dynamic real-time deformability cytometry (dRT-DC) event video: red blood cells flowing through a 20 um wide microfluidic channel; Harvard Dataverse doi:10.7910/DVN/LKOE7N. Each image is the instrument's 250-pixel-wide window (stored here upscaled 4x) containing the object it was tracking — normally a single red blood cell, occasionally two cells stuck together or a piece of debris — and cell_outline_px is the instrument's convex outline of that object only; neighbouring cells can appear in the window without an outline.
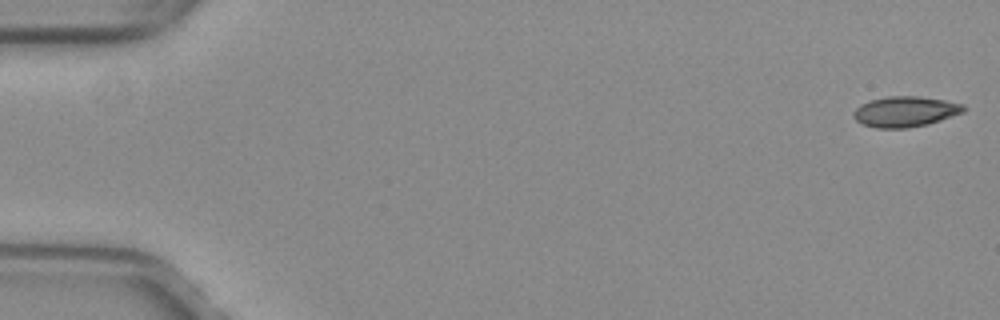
{"species": "common noctule bat (a hibernating species)", "species_latin": "Nyctalus noctula", "temperature_condition": "warm", "stored_images_in_passage": 52, "camera_frame_rate_fps": 3000, "um_per_image_px": 0.085, "animal": {"sex": "female", "body_mass_g": 29.2, "forearm_length_mm": 56.3}, "frame": {"image": 1, "passage_image": 1, "time_ms": 0.0, "image_size_px": [1000, 320], "cell_outline_px": [[968, 108], [964, 112], [928, 124], [908, 128], [876, 128], [860, 124], [856, 120], [852, 112], [860, 104], [872, 100], [888, 96], [916, 96], [944, 100], [964, 104]], "centroid_in_image_um": [76.95, 9.49], "position_along_channel_um": 8.1, "area_um2": 19.65}}
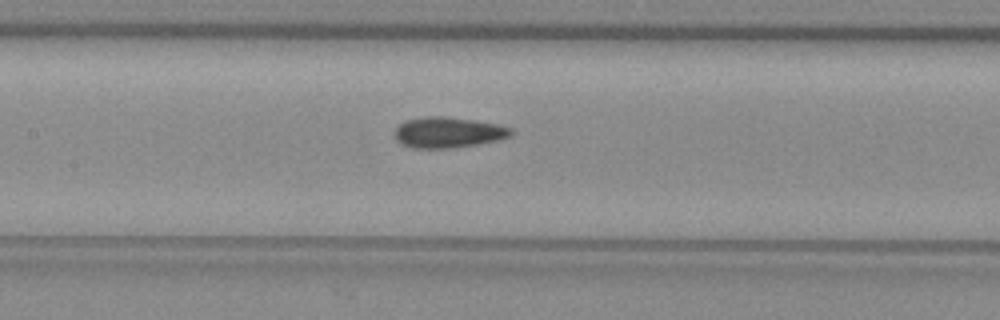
{"frame": {"image": 2, "passage_image": 25, "time_ms": 8.0, "image_size_px": [1000, 320], "cell_outline_px": [[512, 132], [508, 136], [496, 140], [476, 144], [452, 148], [412, 148], [396, 140], [396, 128], [400, 124], [408, 120], [428, 116], [448, 116], [476, 120], [496, 124], [512, 128]], "centroid_in_image_um": [38.09, 11.25], "position_along_channel_um": 169.3, "area_um2": 20.52}}
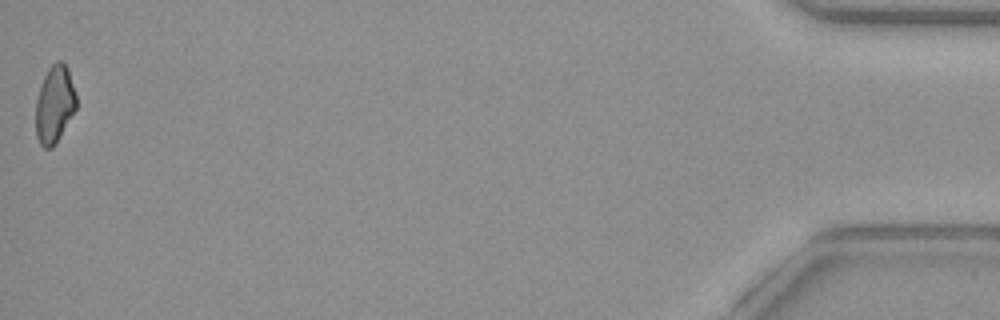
{"frame": {"image": 3, "passage_image": 52, "time_ms": 17.0, "image_size_px": [1000, 320], "cell_outline_px": [[76, 108], [56, 144], [52, 148], [44, 148], [40, 144], [36, 136], [36, 100], [44, 76], [48, 68], [56, 60], [60, 60], [68, 68], [76, 92]], "centroid_in_image_um": [4.64, 8.87], "position_along_channel_um": 430.6, "area_um2": 18.32}, "authors_computed_cell_mechanics": {"area_um2": 19.6809, "velocity_mm_per_s": 4.0181, "shape_relaxation_time_tau1_ms": null, "shape_relaxation_time_tau2_ms": 6.0134, "deformation_change_tau1": null, "deformation_change_tau2": 0.1128}}